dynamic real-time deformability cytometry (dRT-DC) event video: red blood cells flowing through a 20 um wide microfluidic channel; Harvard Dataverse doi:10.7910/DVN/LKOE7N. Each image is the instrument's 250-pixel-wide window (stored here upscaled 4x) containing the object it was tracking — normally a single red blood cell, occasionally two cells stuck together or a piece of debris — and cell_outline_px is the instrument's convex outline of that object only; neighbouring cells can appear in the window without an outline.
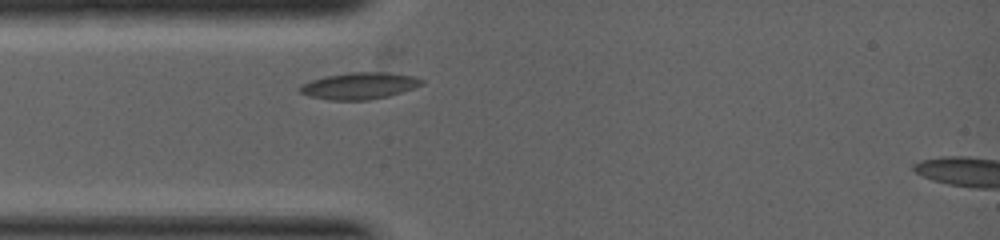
{"species": "common noctule bat (a hibernating species)", "species_latin": "Nyctalus noctula", "temperature_condition": "warm", "stored_images_in_passage": 3, "camera_frame_rate_fps": 5000, "um_per_image_px": 0.085, "animal": {"sex": "female", "body_mass_g": 19.0, "forearm_length_mm": 53.3}, "frame": {"image": 1, "passage_image": 1, "time_ms": 0.0, "image_size_px": [1000, 240], "cell_outline_px": [[424, 84], [388, 96], [368, 100], [328, 100], [308, 96], [300, 92], [296, 88], [300, 84], [312, 80], [328, 76], [348, 72], [388, 72], [412, 76], [424, 80]], "centroid_in_image_um": [30.5, 7.29], "position_along_channel_um": 54.5, "area_um2": 18.96}}
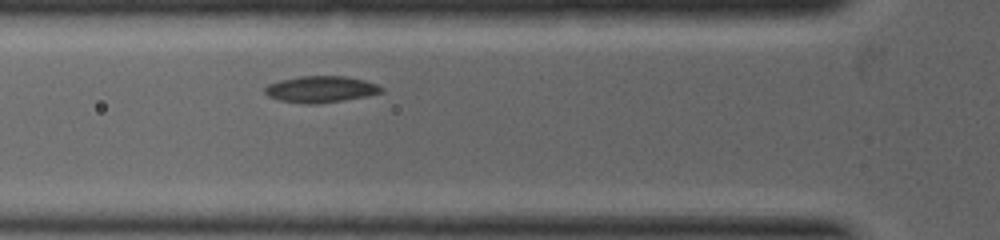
{"frame": {"image": 2, "passage_image": 3, "time_ms": 0.6, "image_size_px": [1000, 240], "cell_outline_px": [[384, 92], [368, 96], [344, 100], [312, 104], [304, 104], [280, 100], [268, 96], [264, 92], [264, 88], [268, 84], [280, 80], [300, 76], [344, 76], [364, 80], [376, 84], [384, 88]], "centroid_in_image_um": [27.27, 7.58], "position_along_channel_um": 98.5, "area_um2": 17.98}}